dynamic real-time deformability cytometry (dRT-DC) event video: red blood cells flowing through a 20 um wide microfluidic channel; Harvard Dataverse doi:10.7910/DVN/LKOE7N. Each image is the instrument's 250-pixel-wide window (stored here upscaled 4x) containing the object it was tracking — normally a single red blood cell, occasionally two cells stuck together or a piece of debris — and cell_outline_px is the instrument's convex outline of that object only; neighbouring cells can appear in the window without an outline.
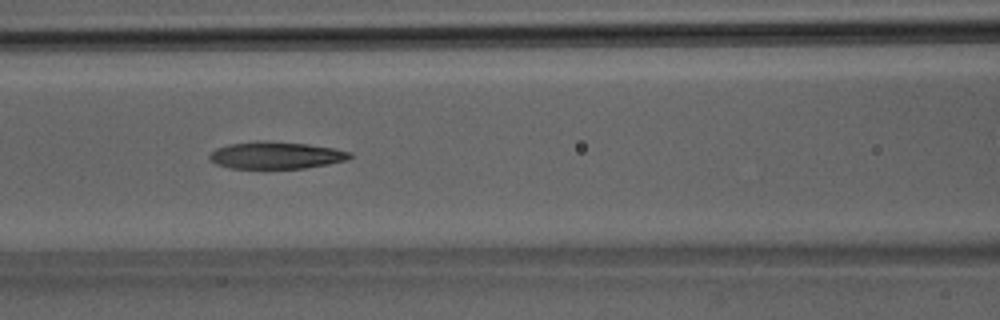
{"species": "Egyptian fruit bat (a non-hibernating species)", "species_latin": "Rousettus aegyptiacus", "temperature_condition": "room temperature", "stored_images_in_passage": 28, "camera_frame_rate_fps": 3000, "um_per_image_px": 0.085, "animal": {"sex": "male"}, "frame": {"image": 1, "passage_image": 10, "time_ms": 3.0, "image_size_px": [1000, 320], "cell_outline_px": [[352, 156], [348, 160], [328, 164], [304, 168], [228, 168], [216, 164], [208, 160], [208, 156], [216, 148], [228, 144], [256, 140], [308, 144], [332, 148], [352, 152]], "centroid_in_image_um": [23.43, 13.2], "position_along_channel_um": 143.2, "area_um2": 22.25}}
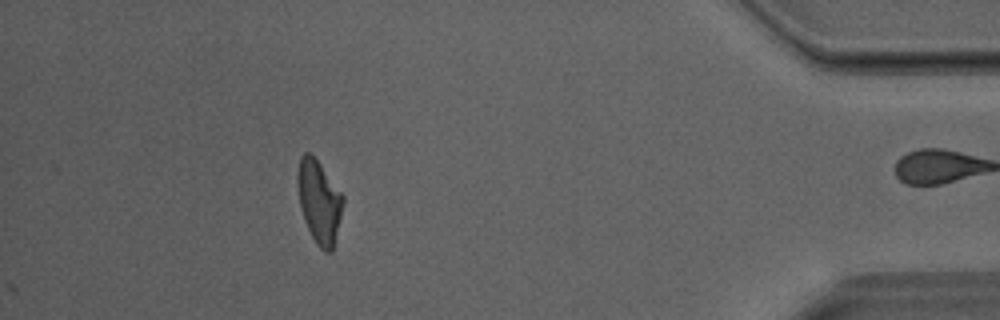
{"frame": {"image": 2, "passage_image": 28, "time_ms": 9.0, "image_size_px": [1000, 320], "cell_outline_px": [[344, 200], [332, 252], [324, 252], [316, 244], [304, 220], [300, 208], [296, 184], [296, 172], [300, 156], [304, 152], [308, 152], [320, 164], [344, 196]], "centroid_in_image_um": [27.09, 17.13], "position_along_channel_um": 408.1, "area_um2": 21.96}}